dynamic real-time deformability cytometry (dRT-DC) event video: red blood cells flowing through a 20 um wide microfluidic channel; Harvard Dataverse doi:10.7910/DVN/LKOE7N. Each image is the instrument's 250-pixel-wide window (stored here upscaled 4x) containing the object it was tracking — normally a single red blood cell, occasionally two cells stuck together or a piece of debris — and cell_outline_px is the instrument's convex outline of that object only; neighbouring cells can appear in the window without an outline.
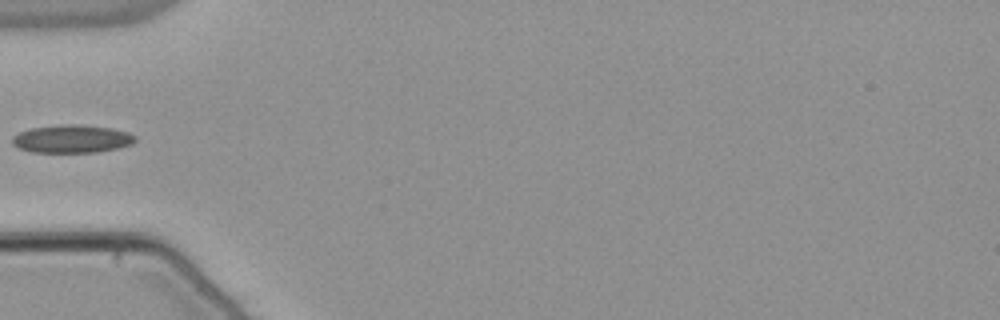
{"species": "common noctule bat (a hibernating species)", "species_latin": "Nyctalus noctula", "temperature_condition": "warm", "stored_images_in_passage": 36, "camera_frame_rate_fps": 3000, "um_per_image_px": 0.085, "animal": {"sex": "male", "body_mass_g": 21.5, "forearm_length_mm": 52.0}, "frame": {"image": 1, "passage_image": 1, "time_ms": 0.0, "image_size_px": [1000, 320], "cell_outline_px": [[136, 140], [132, 144], [116, 148], [96, 152], [32, 152], [20, 148], [12, 144], [12, 136], [20, 132], [32, 128], [64, 124], [76, 124], [112, 128], [128, 132], [136, 136]], "centroid_in_image_um": [6.12, 11.8], "position_along_channel_um": 78.9, "area_um2": 19.94}}
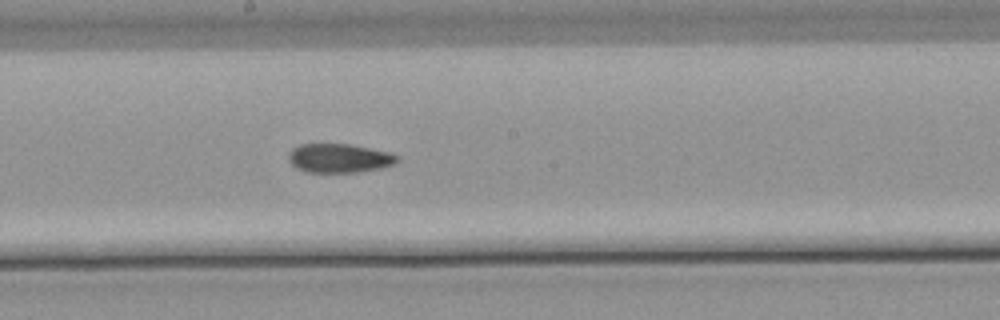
{"frame": {"image": 2, "passage_image": 12, "time_ms": 3.667, "image_size_px": [1000, 320], "cell_outline_px": [[400, 160], [392, 164], [380, 168], [360, 172], [308, 172], [296, 168], [288, 160], [288, 152], [292, 148], [300, 144], [348, 144], [388, 152], [400, 156]], "centroid_in_image_um": [28.81, 13.44], "position_along_channel_um": 219.4, "area_um2": 18.32}}
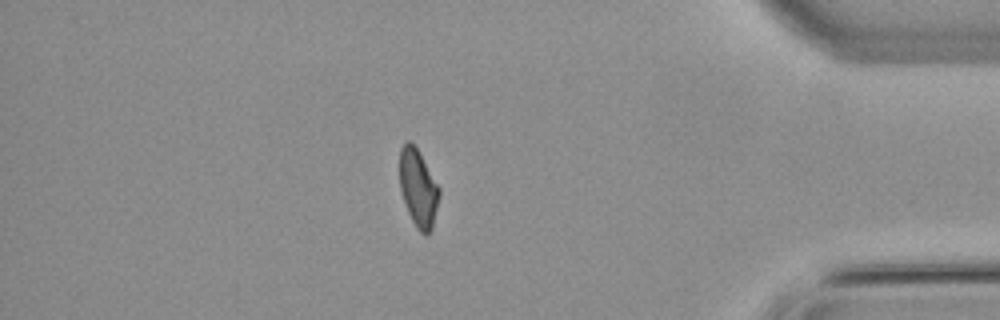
{"frame": {"image": 3, "passage_image": 29, "time_ms": 9.333, "image_size_px": [1000, 320], "cell_outline_px": [[440, 196], [432, 228], [428, 236], [424, 236], [416, 228], [408, 212], [400, 188], [400, 148], [408, 140], [416, 148], [440, 188]], "centroid_in_image_um": [35.56, 16.05], "position_along_channel_um": 399.6, "area_um2": 17.69}}